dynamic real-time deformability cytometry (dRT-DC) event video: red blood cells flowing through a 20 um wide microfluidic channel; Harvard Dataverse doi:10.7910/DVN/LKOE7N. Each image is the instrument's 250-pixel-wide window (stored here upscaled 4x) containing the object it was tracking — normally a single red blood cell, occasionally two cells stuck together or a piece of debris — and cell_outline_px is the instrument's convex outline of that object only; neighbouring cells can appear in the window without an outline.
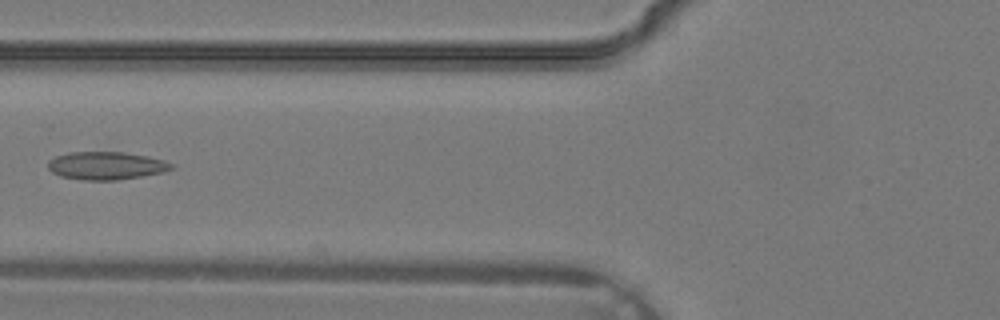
{"species": "common noctule bat (a hibernating species)", "species_latin": "Nyctalus noctula", "temperature_condition": "warm", "stored_images_in_passage": 29, "camera_frame_rate_fps": 3000, "um_per_image_px": 0.085, "animal": {"sex": "male", "body_mass_g": 19.2, "forearm_length_mm": 51.8}, "frame": {"image": 1, "passage_image": 15, "time_ms": 4.667, "image_size_px": [1000, 320], "cell_outline_px": [[176, 168], [164, 172], [116, 180], [84, 180], [60, 176], [52, 172], [48, 168], [48, 160], [56, 156], [68, 152], [124, 152], [148, 156], [164, 160], [172, 164]], "centroid_in_image_um": [9.03, 14.07], "position_along_channel_um": 116.8, "area_um2": 20.11}}
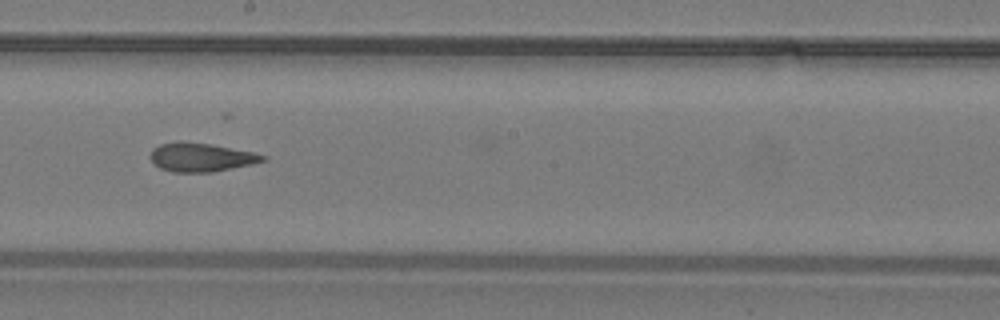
{"frame": {"image": 2, "passage_image": 21, "time_ms": 6.667, "image_size_px": [1000, 320], "cell_outline_px": [[268, 160], [252, 164], [212, 172], [172, 172], [160, 168], [148, 156], [152, 148], [160, 144], [176, 140], [180, 140], [212, 144], [252, 152], [268, 156]], "centroid_in_image_um": [17.07, 13.35], "position_along_channel_um": 231.1, "area_um2": 19.07}}
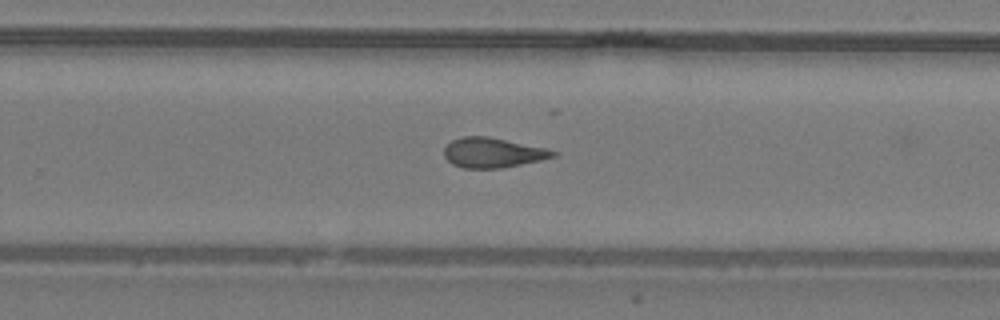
{"frame": {"image": 3, "passage_image": 24, "time_ms": 7.667, "image_size_px": [1000, 320], "cell_outline_px": [[556, 156], [540, 160], [500, 168], [464, 168], [452, 164], [444, 156], [444, 148], [452, 140], [460, 136], [488, 136], [548, 148], [556, 152]], "centroid_in_image_um": [41.87, 12.96], "position_along_channel_um": 287.9, "area_um2": 18.96}}